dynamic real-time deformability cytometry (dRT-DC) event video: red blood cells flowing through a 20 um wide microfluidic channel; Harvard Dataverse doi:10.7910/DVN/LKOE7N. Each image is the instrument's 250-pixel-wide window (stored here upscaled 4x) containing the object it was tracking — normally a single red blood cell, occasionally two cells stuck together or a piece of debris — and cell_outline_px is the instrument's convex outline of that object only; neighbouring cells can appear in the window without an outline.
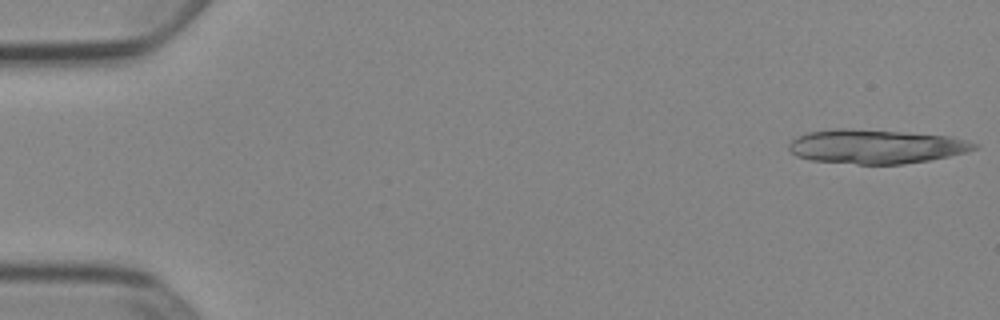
{"species": "Egyptian fruit bat (a non-hibernating species)", "species_latin": "Rousettus aegyptiacus", "temperature_condition": "cold", "stored_images_in_passage": 16, "camera_frame_rate_fps": 3000, "um_per_image_px": 0.085, "animal": {"sex": "female"}, "frame": {"image": 1, "passage_image": 1, "time_ms": 0.0, "image_size_px": [1000, 320], "cell_outline_px": [[980, 144], [976, 148], [968, 152], [928, 160], [904, 164], [856, 164], [812, 160], [796, 156], [788, 148], [788, 144], [796, 136], [808, 132], [832, 128], [852, 128], [948, 136]], "centroid_in_image_um": [74.41, 12.45], "position_along_channel_um": 10.6, "area_um2": 36.82}}